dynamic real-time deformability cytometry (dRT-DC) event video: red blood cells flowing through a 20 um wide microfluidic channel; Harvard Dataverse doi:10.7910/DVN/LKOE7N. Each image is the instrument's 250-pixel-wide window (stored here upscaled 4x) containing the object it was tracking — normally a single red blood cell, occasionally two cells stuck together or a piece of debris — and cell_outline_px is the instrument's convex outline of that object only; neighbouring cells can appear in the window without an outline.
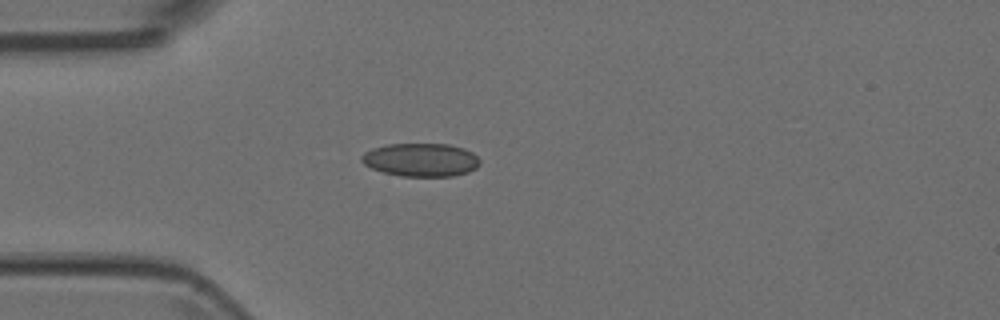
{"species": "Egyptian fruit bat (a non-hibernating species)", "species_latin": "Rousettus aegyptiacus", "temperature_condition": "room temperature", "stored_images_in_passage": 4, "camera_frame_rate_fps": 3000, "um_per_image_px": 0.085, "animal": {"sex": "female"}, "frame": {"image": 1, "passage_image": 4, "time_ms": 1.0, "image_size_px": [1000, 320], "cell_outline_px": [[480, 164], [476, 168], [468, 172], [452, 176], [400, 176], [384, 172], [372, 168], [364, 164], [360, 160], [360, 156], [364, 152], [372, 148], [388, 144], [448, 144], [464, 148], [472, 152], [480, 160]], "centroid_in_image_um": [35.77, 13.58], "position_along_channel_um": 49.2, "area_um2": 23.0}}